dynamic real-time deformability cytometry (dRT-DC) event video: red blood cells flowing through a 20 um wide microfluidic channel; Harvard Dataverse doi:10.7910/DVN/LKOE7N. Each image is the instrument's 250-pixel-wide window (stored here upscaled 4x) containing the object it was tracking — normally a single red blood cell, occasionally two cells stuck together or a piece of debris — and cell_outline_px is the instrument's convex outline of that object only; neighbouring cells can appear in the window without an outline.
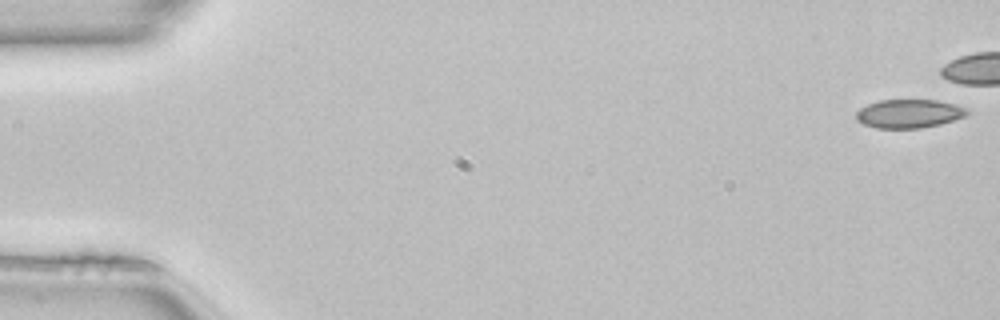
{"species": "common noctule bat (a hibernating species)", "species_latin": "Nyctalus noctula", "temperature_condition": "room temperature", "stored_images_in_passage": 40, "camera_frame_rate_fps": 3000, "um_per_image_px": 0.085, "animal": {"sex": "female", "body_mass_g": 22.7, "forearm_length_mm": 54.2}, "frame": {"image": 1, "passage_image": 1, "time_ms": 0.0, "image_size_px": [1000, 320], "cell_outline_px": [[968, 112], [964, 116], [940, 124], [920, 128], [876, 128], [864, 124], [856, 120], [856, 112], [860, 108], [868, 104], [880, 100], [936, 100], [952, 104], [964, 108]], "centroid_in_image_um": [77.2, 9.66], "position_along_channel_um": 7.8, "area_um2": 18.21}}